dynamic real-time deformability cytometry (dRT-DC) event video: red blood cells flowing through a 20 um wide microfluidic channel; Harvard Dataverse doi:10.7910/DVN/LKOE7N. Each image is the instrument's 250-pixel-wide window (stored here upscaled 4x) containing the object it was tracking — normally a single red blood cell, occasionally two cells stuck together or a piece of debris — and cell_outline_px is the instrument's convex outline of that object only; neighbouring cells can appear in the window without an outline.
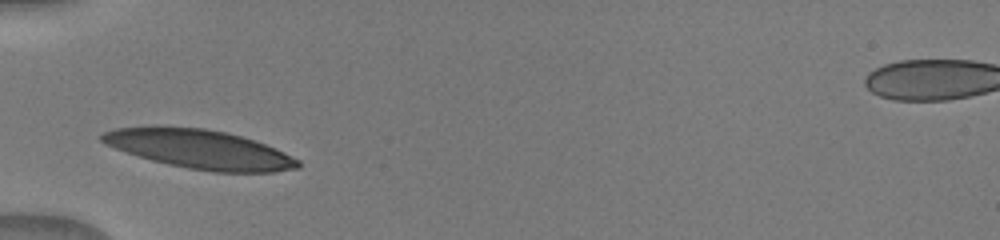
{"species": "human", "species_latin": "Homo sapiens", "temperature_condition": "warm", "stored_images_in_passage": 20, "camera_frame_rate_fps": 3000, "um_per_image_px": 0.085, "donor": {"sex": "male"}, "frame": {"image": 1, "passage_image": 1, "time_ms": 0.0, "image_size_px": [1000, 240], "cell_outline_px": [[300, 168], [276, 172], [212, 172], [188, 168], [168, 164], [152, 160], [116, 148], [100, 140], [100, 136], [104, 132], [116, 128], [152, 124], [156, 124], [204, 128], [224, 132], [256, 140], [276, 148], [300, 160]], "centroid_in_image_um": [16.98, 12.66], "position_along_channel_um": 68.0, "area_um2": 44.97}}
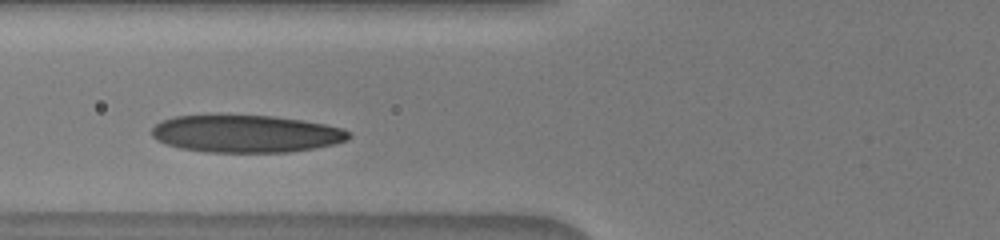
{"frame": {"image": 2, "passage_image": 7, "time_ms": 1.0, "image_size_px": [1000, 240], "cell_outline_px": [[352, 136], [348, 140], [336, 144], [288, 152], [204, 152], [180, 148], [164, 144], [156, 140], [152, 136], [152, 128], [156, 124], [164, 120], [176, 116], [272, 116], [300, 120], [324, 124], [340, 128], [348, 132]], "centroid_in_image_um": [20.89, 11.39], "position_along_channel_um": 104.9, "area_um2": 42.6}}
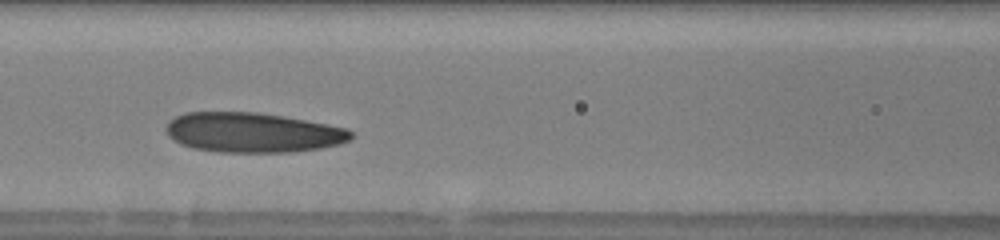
{"frame": {"image": 3, "passage_image": 13, "time_ms": 2.0, "image_size_px": [1000, 240], "cell_outline_px": [[352, 140], [340, 144], [320, 148], [292, 152], [220, 152], [192, 148], [180, 144], [168, 136], [164, 128], [168, 120], [184, 112], [256, 112], [284, 116], [348, 128], [352, 132]], "centroid_in_image_um": [21.46, 11.26], "position_along_channel_um": 145.1, "area_um2": 43.29}}